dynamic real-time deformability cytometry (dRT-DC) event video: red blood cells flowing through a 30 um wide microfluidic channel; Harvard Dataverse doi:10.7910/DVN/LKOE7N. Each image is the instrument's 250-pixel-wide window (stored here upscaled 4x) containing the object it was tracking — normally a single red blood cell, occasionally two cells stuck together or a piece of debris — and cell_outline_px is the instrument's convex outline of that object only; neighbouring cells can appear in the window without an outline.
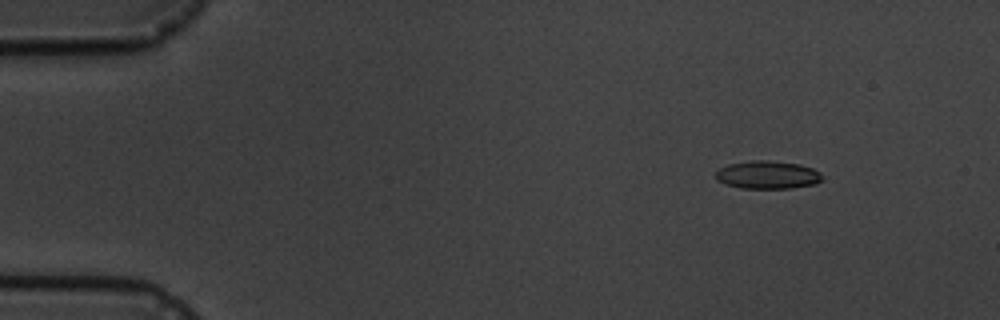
{"species": "common noctule bat (a hibernating species)", "species_latin": "Nyctalus noctula", "temperature_condition": "cold", "stored_images_in_passage": 5, "camera_frame_rate_fps": 3000, "um_per_image_px": 0.085, "animal": {"sex": "male", "body_mass_g": 19.5, "forearm_length_mm": 54.6}, "frame": {"image": 1, "passage_image": 1, "time_ms": 0.0, "image_size_px": [1000, 320], "cell_outline_px": [[824, 180], [816, 184], [792, 188], [740, 188], [724, 184], [716, 180], [716, 172], [720, 168], [728, 164], [752, 160], [764, 160], [800, 164], [812, 168], [820, 172]], "centroid_in_image_um": [65.26, 14.87], "position_along_channel_um": 19.7, "area_um2": 17.51}}
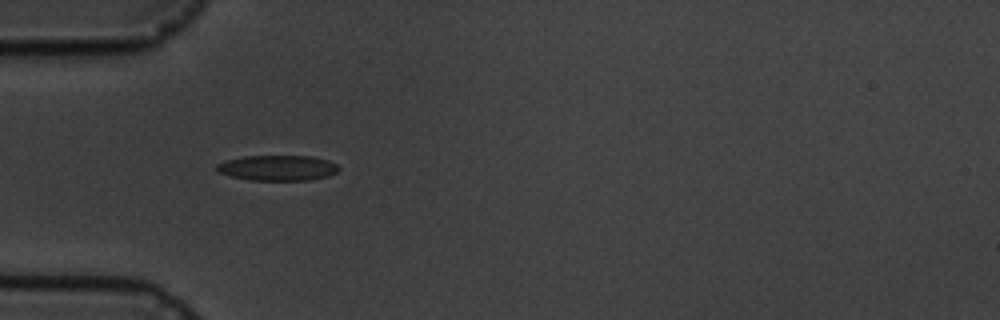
{"frame": {"image": 2, "passage_image": 4, "time_ms": 3.667, "image_size_px": [1000, 320], "cell_outline_px": [[340, 168], [336, 172], [328, 176], [308, 180], [252, 180], [232, 176], [220, 172], [216, 168], [216, 164], [224, 160], [244, 156], [312, 156], [328, 160], [336, 164]], "centroid_in_image_um": [23.61, 14.26], "position_along_channel_um": 61.4, "area_um2": 17.98}}
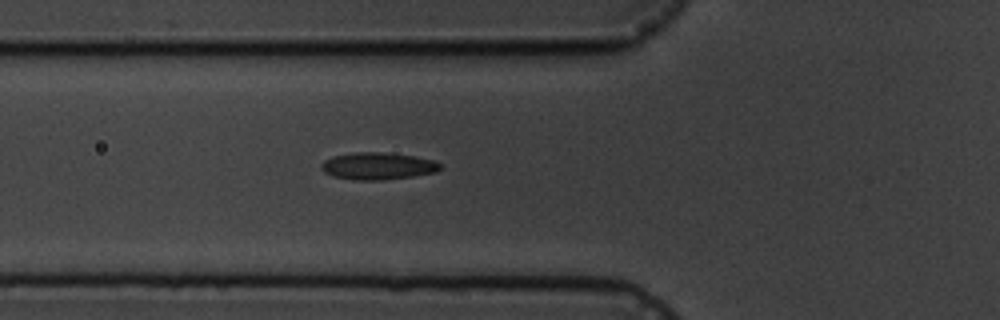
{"frame": {"image": 3, "passage_image": 5, "time_ms": 4.667, "image_size_px": [1000, 320], "cell_outline_px": [[444, 168], [436, 172], [412, 176], [384, 180], [356, 180], [332, 176], [324, 172], [320, 168], [320, 164], [324, 160], [332, 156], [356, 152], [380, 152], [412, 156], [432, 160], [444, 164]], "centroid_in_image_um": [32.11, 14.12], "position_along_channel_um": 93.7, "area_um2": 18.9}}